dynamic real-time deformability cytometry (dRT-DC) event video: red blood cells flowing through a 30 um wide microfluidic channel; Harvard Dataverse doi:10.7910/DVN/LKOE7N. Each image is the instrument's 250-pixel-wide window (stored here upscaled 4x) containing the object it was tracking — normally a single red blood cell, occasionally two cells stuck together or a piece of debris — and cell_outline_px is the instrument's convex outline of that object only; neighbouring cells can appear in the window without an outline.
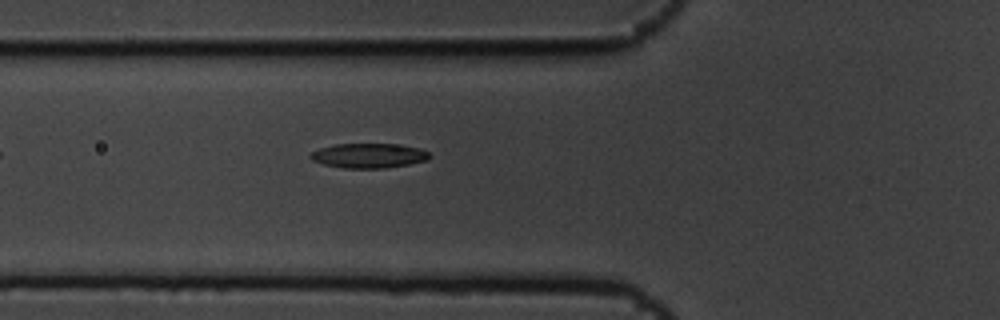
{"species": "common noctule bat (a hibernating species)", "species_latin": "Nyctalus noctula", "temperature_condition": "cold", "stored_images_in_passage": 6, "camera_frame_rate_fps": 3000, "um_per_image_px": 0.085, "animal": {"sex": "male", "body_mass_g": 19.5, "forearm_length_mm": 54.6}, "frame": {"image": 1, "passage_image": 6, "time_ms": 1.667, "image_size_px": [1000, 320], "cell_outline_px": [[432, 156], [428, 160], [408, 164], [384, 168], [344, 168], [324, 164], [312, 160], [308, 156], [312, 152], [320, 148], [336, 144], [396, 144], [420, 148], [428, 152]], "centroid_in_image_um": [31.36, 13.23], "position_along_channel_um": 94.4, "area_um2": 17.05}}